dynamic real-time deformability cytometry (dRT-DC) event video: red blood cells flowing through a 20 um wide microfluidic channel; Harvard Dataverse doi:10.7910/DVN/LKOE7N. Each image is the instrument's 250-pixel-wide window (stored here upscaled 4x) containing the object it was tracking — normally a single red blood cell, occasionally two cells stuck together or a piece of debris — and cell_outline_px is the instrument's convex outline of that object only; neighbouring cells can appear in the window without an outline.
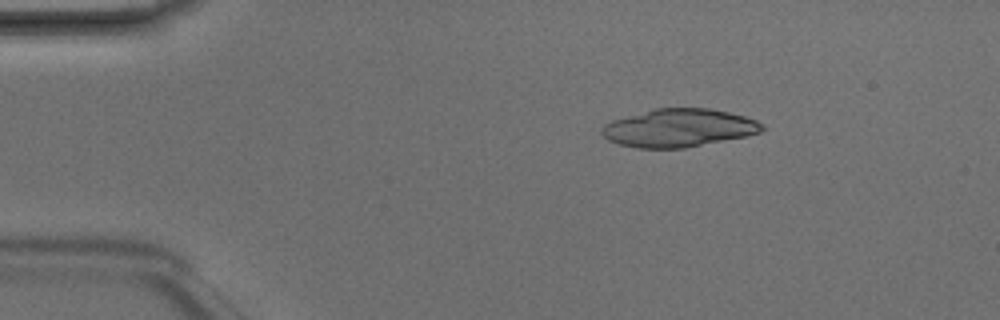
{"species": "Egyptian fruit bat (a non-hibernating species)", "species_latin": "Rousettus aegyptiacus", "temperature_condition": "room temperature", "stored_images_in_passage": 6, "camera_frame_rate_fps": 3000, "um_per_image_px": 0.085, "animal": {"sex": "male"}, "frame": {"image": 1, "passage_image": 3, "time_ms": 0.667, "image_size_px": [1000, 320], "cell_outline_px": [[764, 128], [760, 132], [744, 136], [684, 148], [636, 148], [620, 144], [608, 140], [600, 132], [600, 128], [604, 124], [612, 120], [656, 108], [708, 108], [728, 112], [744, 116], [756, 120], [764, 124]], "centroid_in_image_um": [57.67, 10.87], "position_along_channel_um": 27.3, "area_um2": 35.32}}